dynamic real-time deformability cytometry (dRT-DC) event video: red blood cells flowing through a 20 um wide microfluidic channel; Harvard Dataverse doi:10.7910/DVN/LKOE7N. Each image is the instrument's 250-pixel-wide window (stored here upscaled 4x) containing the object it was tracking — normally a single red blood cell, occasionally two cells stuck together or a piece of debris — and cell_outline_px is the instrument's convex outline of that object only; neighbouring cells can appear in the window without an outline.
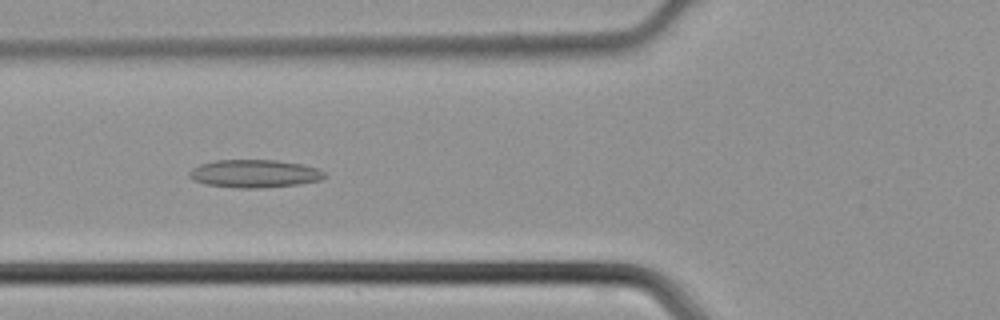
{"species": "common noctule bat (a hibernating species)", "species_latin": "Nyctalus noctula", "temperature_condition": "cold", "stored_images_in_passage": 39, "camera_frame_rate_fps": 3000, "um_per_image_px": 0.085, "animal": {"sex": "male", "body_mass_g": 21.5, "forearm_length_mm": 52.0}, "frame": {"image": 1, "passage_image": 11, "time_ms": 3.333, "image_size_px": [1000, 320], "cell_outline_px": [[328, 176], [320, 180], [296, 184], [260, 188], [240, 188], [204, 184], [192, 180], [188, 176], [188, 172], [192, 168], [200, 164], [216, 160], [276, 160], [304, 164], [316, 168], [324, 172]], "centroid_in_image_um": [21.61, 14.75], "position_along_channel_um": 104.2, "area_um2": 22.08}}
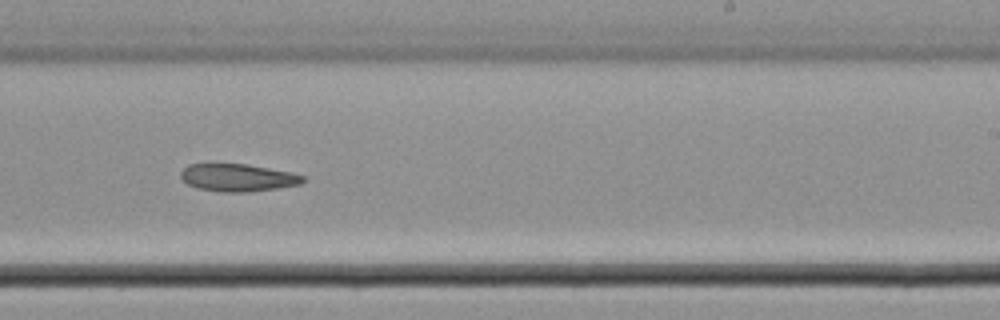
{"frame": {"image": 2, "passage_image": 22, "time_ms": 7.0, "image_size_px": [1000, 320], "cell_outline_px": [[304, 180], [300, 184], [276, 188], [248, 192], [220, 192], [196, 188], [188, 184], [180, 176], [180, 172], [188, 164], [208, 160], [244, 164], [292, 172], [304, 176]], "centroid_in_image_um": [20.11, 15.05], "position_along_channel_um": 268.9, "area_um2": 20.29}}
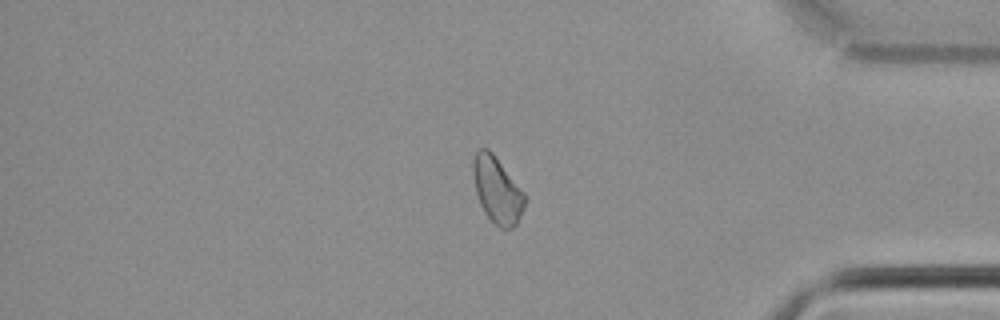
{"frame": {"image": 3, "passage_image": 32, "time_ms": 10.333, "image_size_px": [1000, 320], "cell_outline_px": [[528, 196], [524, 208], [516, 224], [512, 228], [500, 228], [484, 212], [480, 204], [476, 192], [472, 172], [472, 160], [476, 152], [480, 148], [488, 148], [492, 152]], "centroid_in_image_um": [42.27, 16.13], "position_along_channel_um": 392.9, "area_um2": 20.06}}